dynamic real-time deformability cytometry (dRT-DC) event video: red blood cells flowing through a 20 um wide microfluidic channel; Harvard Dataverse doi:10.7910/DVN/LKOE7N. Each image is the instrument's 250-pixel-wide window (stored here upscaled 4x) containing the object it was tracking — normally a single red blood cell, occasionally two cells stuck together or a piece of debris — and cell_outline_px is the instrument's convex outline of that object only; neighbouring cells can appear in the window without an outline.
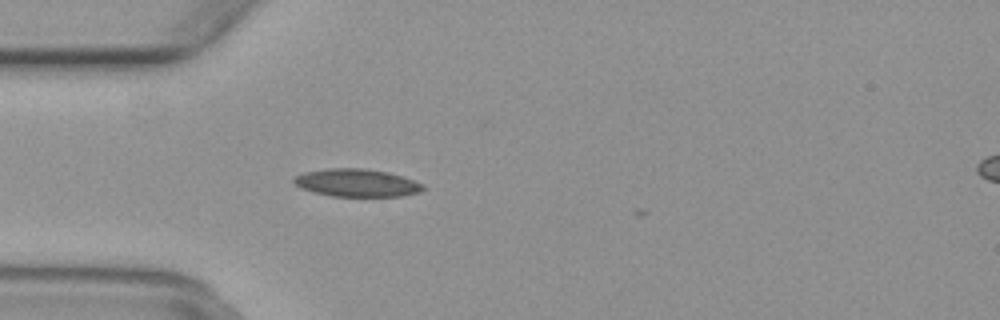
{"species": "common noctule bat (a hibernating species)", "species_latin": "Nyctalus noctula", "temperature_condition": "warm", "stored_images_in_passage": 29, "camera_frame_rate_fps": 3000, "um_per_image_px": 0.085, "animal": {"sex": "female", "body_mass_g": 29.2, "forearm_length_mm": 56.3}, "frame": {"image": 1, "passage_image": 1, "time_ms": 0.0, "image_size_px": [1000, 320], "cell_outline_px": [[424, 188], [420, 192], [404, 196], [332, 196], [300, 188], [292, 180], [296, 176], [304, 172], [332, 168], [364, 168], [388, 172], [424, 184]], "centroid_in_image_um": [30.34, 15.54], "position_along_channel_um": 54.7, "area_um2": 20.69}}
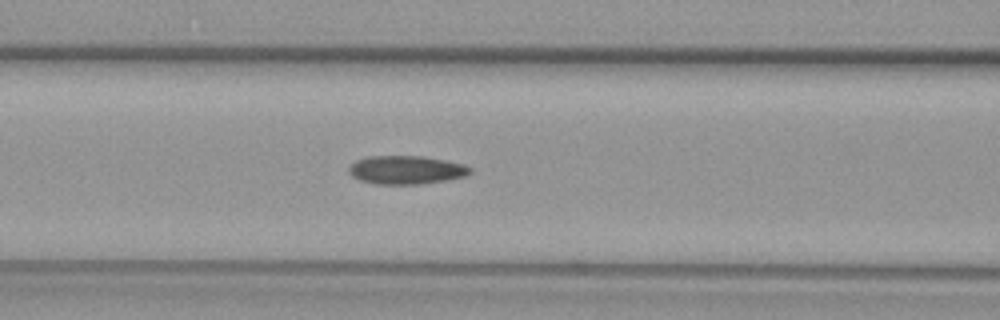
{"frame": {"image": 2, "passage_image": 7, "time_ms": 2.0, "image_size_px": [1000, 320], "cell_outline_px": [[472, 172], [464, 176], [448, 180], [420, 184], [376, 184], [360, 180], [352, 176], [348, 172], [348, 168], [356, 160], [368, 156], [420, 156], [444, 160], [464, 164], [472, 168]], "centroid_in_image_um": [34.52, 14.44], "position_along_channel_um": 132.1, "area_um2": 20.11}}
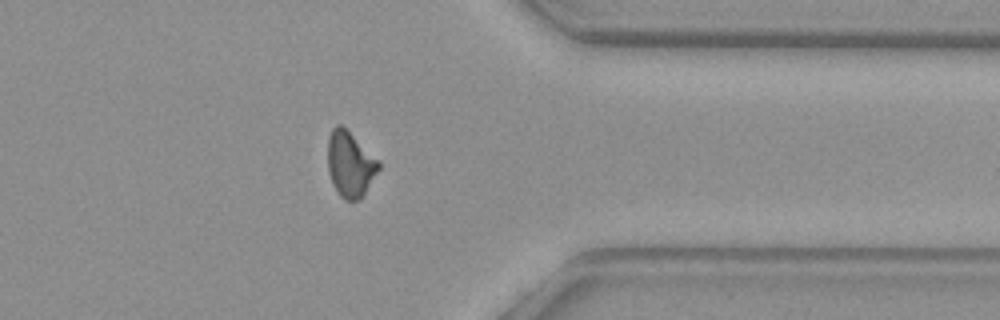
{"frame": {"image": 3, "passage_image": 26, "time_ms": 8.333, "image_size_px": [1000, 320], "cell_outline_px": [[380, 168], [360, 200], [344, 200], [336, 192], [332, 184], [328, 172], [328, 136], [332, 128], [336, 124], [340, 124], [380, 160]], "centroid_in_image_um": [29.75, 13.97], "position_along_channel_um": 381.6, "area_um2": 19.54}}